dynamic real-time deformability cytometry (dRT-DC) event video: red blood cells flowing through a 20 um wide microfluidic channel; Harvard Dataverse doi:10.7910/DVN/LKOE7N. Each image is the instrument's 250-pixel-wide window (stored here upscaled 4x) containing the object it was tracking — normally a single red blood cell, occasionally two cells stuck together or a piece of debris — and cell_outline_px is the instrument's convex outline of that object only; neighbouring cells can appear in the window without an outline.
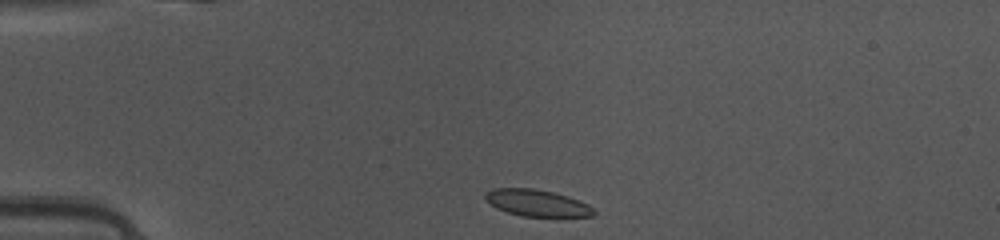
{"species": "common noctule bat (a hibernating species)", "species_latin": "Nyctalus noctula", "temperature_condition": "warm", "stored_images_in_passage": 38, "camera_frame_rate_fps": 3000, "um_per_image_px": 0.085, "animal": {"sex": "female", "body_mass_g": 10.0, "forearm_length_mm": 53.1}, "frame": {"image": 1, "passage_image": 1, "time_ms": 0.0, "image_size_px": [1000, 240], "cell_outline_px": [[596, 212], [592, 216], [556, 220], [520, 216], [496, 208], [484, 200], [484, 192], [492, 188], [532, 188], [552, 192], [568, 196], [580, 200], [588, 204]], "centroid_in_image_um": [45.69, 17.31], "position_along_channel_um": 39.3, "area_um2": 17.98}}
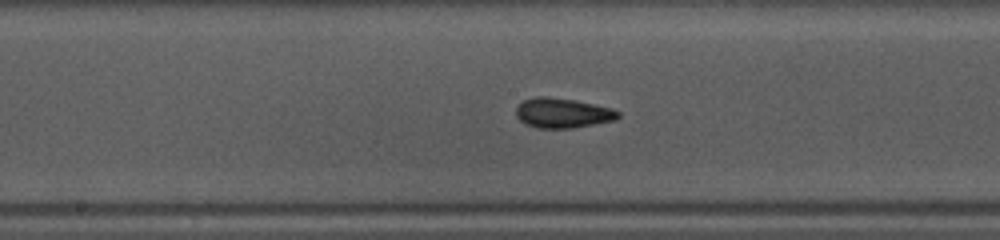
{"frame": {"image": 2, "passage_image": 15, "time_ms": 4.667, "image_size_px": [1000, 240], "cell_outline_px": [[620, 116], [616, 120], [572, 128], [536, 128], [520, 120], [516, 116], [516, 108], [524, 100], [536, 96], [548, 96], [576, 100], [612, 108], [620, 112]], "centroid_in_image_um": [47.84, 9.6], "position_along_channel_um": 200.4, "area_um2": 17.8}}
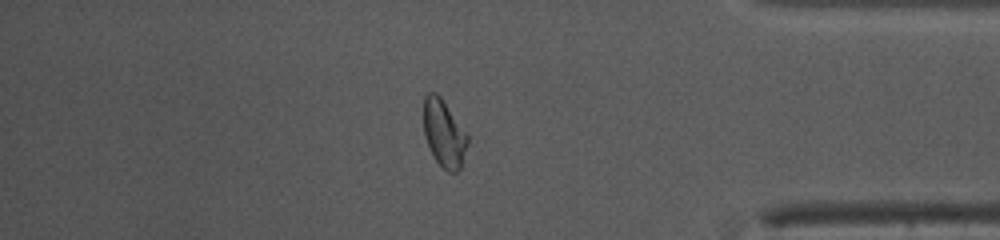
{"frame": {"image": 3, "passage_image": 31, "time_ms": 10.0, "image_size_px": [1000, 240], "cell_outline_px": [[468, 144], [460, 168], [456, 172], [448, 172], [436, 160], [424, 136], [424, 96], [428, 92], [436, 92], [440, 96], [468, 136]], "centroid_in_image_um": [37.73, 11.33], "position_along_channel_um": 397.5, "area_um2": 16.88}, "authors_computed_cell_mechanics": {"area_um2": 17.0221, "velocity_mm_per_s": 4.1334, "shape_relaxation_time_tau1_ms": 3.8281, "shape_relaxation_time_tau2_ms": 0.8346, "deformation_change_tau1": 0.1268, "deformation_change_tau2": 0.058}}